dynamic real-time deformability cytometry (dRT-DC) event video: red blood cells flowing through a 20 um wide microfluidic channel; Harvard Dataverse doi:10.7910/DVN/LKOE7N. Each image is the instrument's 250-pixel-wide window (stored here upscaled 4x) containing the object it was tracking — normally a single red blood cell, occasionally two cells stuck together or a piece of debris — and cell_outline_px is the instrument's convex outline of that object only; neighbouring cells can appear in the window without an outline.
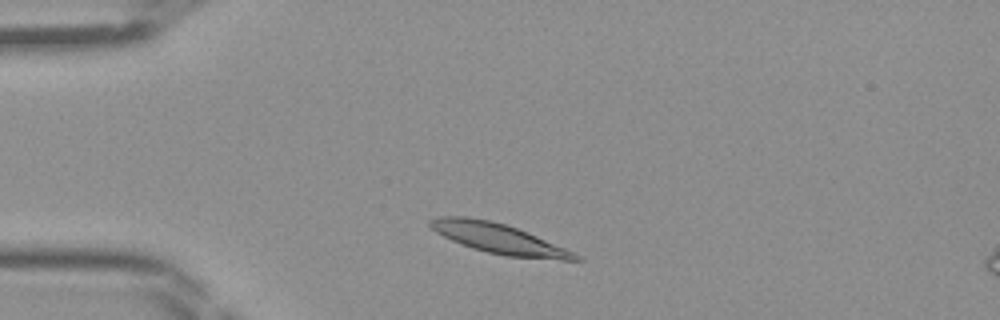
{"species": "Egyptian fruit bat (a non-hibernating species)", "species_latin": "Rousettus aegyptiacus", "temperature_condition": "room temperature", "stored_images_in_passage": 39, "camera_frame_rate_fps": 3000, "um_per_image_px": 0.085, "frame": {"image": 1, "passage_image": 4, "time_ms": 1.0, "image_size_px": [1000, 320], "cell_outline_px": [[584, 260], [560, 260], [508, 256], [488, 252], [472, 248], [452, 240], [436, 232], [428, 224], [428, 220], [436, 216], [464, 216], [488, 220], [504, 224], [528, 232], [576, 252]], "centroid_in_image_um": [42.42, 20.28], "position_along_channel_um": 42.6, "area_um2": 25.32}}
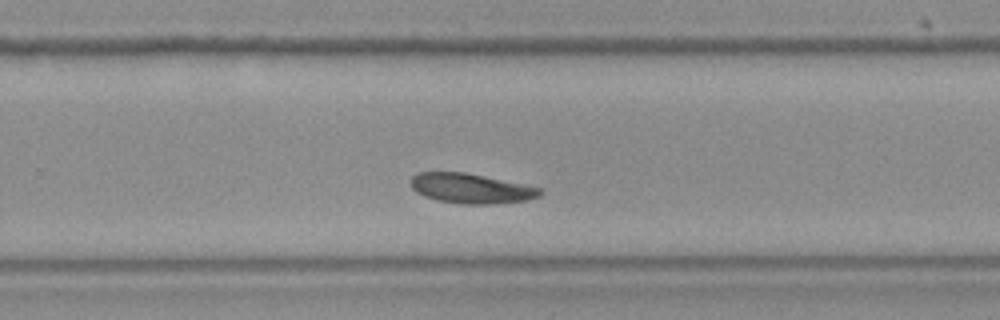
{"frame": {"image": 2, "passage_image": 23, "time_ms": 7.333, "image_size_px": [1000, 320], "cell_outline_px": [[544, 192], [540, 196], [524, 200], [496, 204], [460, 204], [436, 200], [424, 196], [416, 192], [412, 188], [412, 176], [416, 172], [464, 172], [544, 188]], "centroid_in_image_um": [40.06, 16.02], "position_along_channel_um": 289.7, "area_um2": 22.6}}
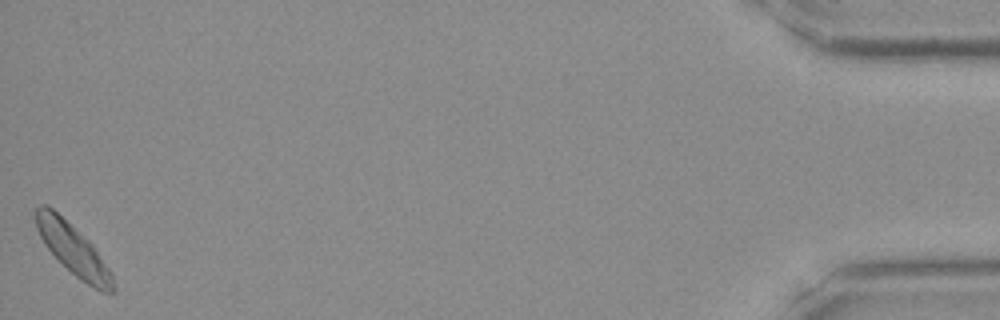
{"frame": {"image": 3, "passage_image": 39, "time_ms": 12.667, "image_size_px": [1000, 320], "cell_outline_px": [[116, 292], [100, 292], [80, 280], [44, 244], [36, 228], [36, 208], [40, 204], [44, 204], [52, 208], [88, 240], [92, 244], [112, 272], [116, 288]], "centroid_in_image_um": [6.26, 21.24], "position_along_channel_um": 428.9, "area_um2": 22.48}}